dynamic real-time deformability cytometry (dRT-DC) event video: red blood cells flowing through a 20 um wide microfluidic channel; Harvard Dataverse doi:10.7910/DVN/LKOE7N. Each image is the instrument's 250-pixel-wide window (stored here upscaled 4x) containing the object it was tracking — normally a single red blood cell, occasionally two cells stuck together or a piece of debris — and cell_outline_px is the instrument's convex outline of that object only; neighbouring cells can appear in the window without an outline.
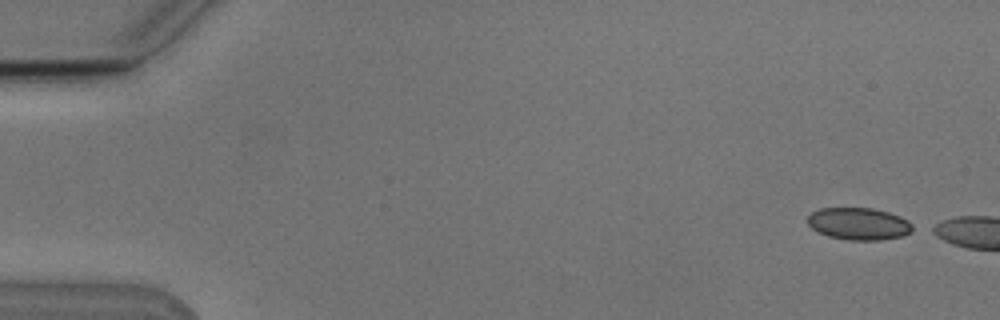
{"species": "Egyptian fruit bat (a non-hibernating species)", "species_latin": "Rousettus aegyptiacus", "temperature_condition": "cold", "stored_images_in_passage": 5, "camera_frame_rate_fps": 3000, "um_per_image_px": 0.085, "animal": {"sex": "male"}, "frame": {"image": 1, "passage_image": 1, "time_ms": 0.0, "image_size_px": [1000, 320], "cell_outline_px": [[920, 228], [904, 236], [880, 240], [848, 240], [828, 236], [812, 228], [808, 224], [808, 216], [812, 212], [820, 208], [872, 208], [888, 212], [900, 216], [908, 220]], "centroid_in_image_um": [73.09, 19.03], "position_along_channel_um": 11.9, "area_um2": 20.0}}